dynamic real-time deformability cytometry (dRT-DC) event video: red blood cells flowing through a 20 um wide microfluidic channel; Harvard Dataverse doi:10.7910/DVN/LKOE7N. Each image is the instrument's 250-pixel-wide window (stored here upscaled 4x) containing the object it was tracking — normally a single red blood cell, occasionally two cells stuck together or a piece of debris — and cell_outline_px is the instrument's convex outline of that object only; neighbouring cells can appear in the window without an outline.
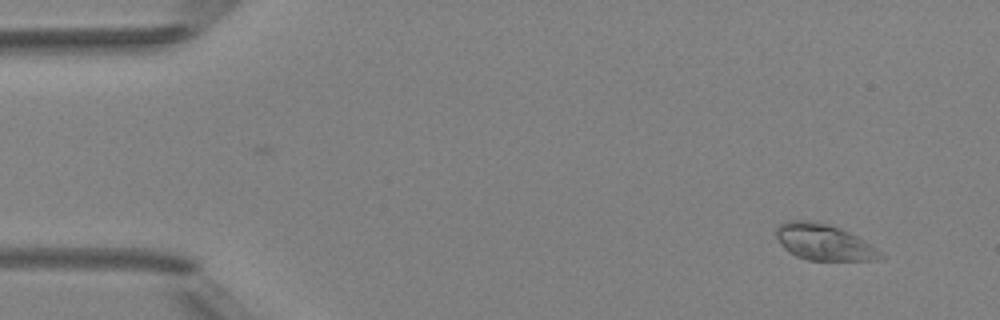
{"species": "Egyptian fruit bat (a non-hibernating species)", "species_latin": "Rousettus aegyptiacus", "temperature_condition": "room temperature", "stored_images_in_passage": 3, "camera_frame_rate_fps": 3000, "um_per_image_px": 0.085, "animal": {"sex": "female"}, "frame": {"image": 1, "passage_image": 1, "time_ms": 0.0, "image_size_px": [1000, 320], "cell_outline_px": [[884, 256], [872, 260], [808, 260], [796, 256], [788, 252], [780, 244], [776, 236], [776, 224], [784, 220], [812, 220], [828, 224], [840, 228], [864, 240], [876, 248]], "centroid_in_image_um": [69.94, 20.56], "position_along_channel_um": 15.1, "area_um2": 22.02}}